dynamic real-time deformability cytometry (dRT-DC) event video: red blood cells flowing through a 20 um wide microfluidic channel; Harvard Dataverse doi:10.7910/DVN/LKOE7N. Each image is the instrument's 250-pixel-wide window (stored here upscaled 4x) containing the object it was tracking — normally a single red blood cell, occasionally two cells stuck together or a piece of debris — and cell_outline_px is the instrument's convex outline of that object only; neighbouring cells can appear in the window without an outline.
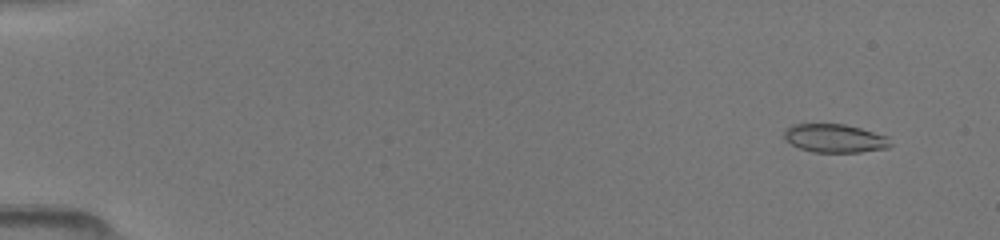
{"species": "common noctule bat (a hibernating species)", "species_latin": "Nyctalus noctula", "temperature_condition": "room temperature", "stored_images_in_passage": 50, "camera_frame_rate_fps": 3000, "um_per_image_px": 0.085, "animal": {"sex": "female", "body_mass_g": 19.5, "forearm_length_mm": 54.1}, "frame": {"image": 1, "passage_image": 4, "time_ms": 1.0, "image_size_px": [1000, 240], "cell_outline_px": [[892, 144], [888, 148], [860, 152], [812, 152], [800, 148], [784, 140], [784, 128], [792, 124], [844, 124], [860, 128], [888, 136]], "centroid_in_image_um": [70.94, 11.75], "position_along_channel_um": 14.1, "area_um2": 17.74}}
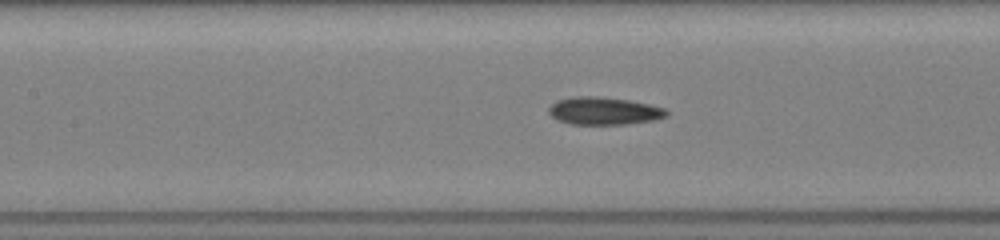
{"frame": {"image": 2, "passage_image": 24, "time_ms": 7.667, "image_size_px": [1000, 240], "cell_outline_px": [[668, 116], [652, 120], [628, 124], [572, 124], [556, 120], [548, 112], [548, 108], [556, 100], [576, 96], [596, 96], [628, 100], [648, 104], [664, 108], [668, 112]], "centroid_in_image_um": [51.3, 9.43], "position_along_channel_um": 156.1, "area_um2": 18.9}}
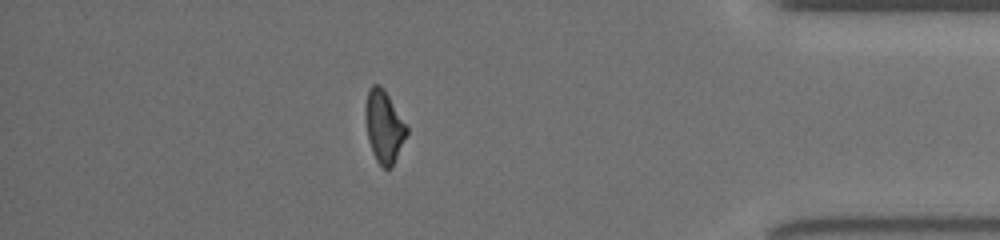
{"frame": {"image": 3, "passage_image": 44, "time_ms": 14.333, "image_size_px": [1000, 240], "cell_outline_px": [[408, 132], [392, 164], [388, 168], [384, 168], [376, 160], [372, 152], [368, 140], [364, 116], [364, 108], [368, 88], [372, 84], [380, 84], [384, 88], [408, 128]], "centroid_in_image_um": [32.59, 10.68], "position_along_channel_um": 402.6, "area_um2": 17.28}}